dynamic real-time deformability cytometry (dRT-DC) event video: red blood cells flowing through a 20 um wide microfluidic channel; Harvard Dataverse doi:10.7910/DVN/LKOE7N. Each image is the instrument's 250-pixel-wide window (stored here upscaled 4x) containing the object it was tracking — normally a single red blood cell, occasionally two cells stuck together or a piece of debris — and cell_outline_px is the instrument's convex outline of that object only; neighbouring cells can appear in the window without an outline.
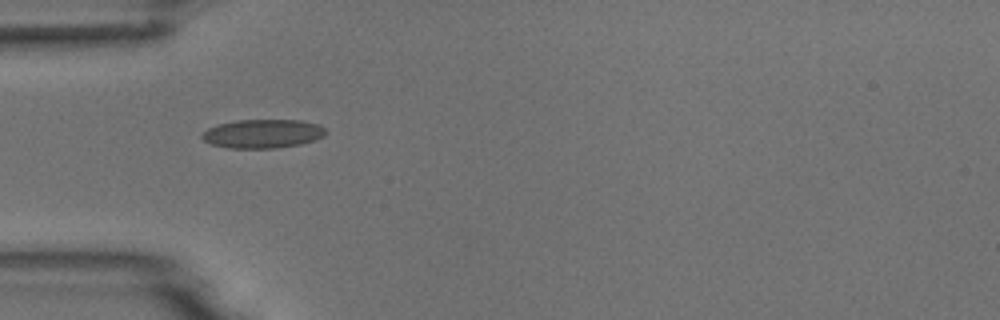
{"species": "common noctule bat (a hibernating species)", "species_latin": "Nyctalus noctula", "temperature_condition": "room temperature", "stored_images_in_passage": 2, "camera_frame_rate_fps": 3000, "um_per_image_px": 0.085, "animal": {"sex": "male", "body_mass_g": 18.8}, "frame": {"image": 1, "passage_image": 1, "time_ms": 0.0, "image_size_px": [1000, 320], "cell_outline_px": [[328, 132], [324, 136], [300, 144], [276, 148], [228, 148], [212, 144], [204, 140], [200, 136], [208, 128], [220, 124], [236, 120], [300, 120], [320, 124]], "centroid_in_image_um": [22.35, 11.36], "position_along_channel_um": 62.6, "area_um2": 20.69}}